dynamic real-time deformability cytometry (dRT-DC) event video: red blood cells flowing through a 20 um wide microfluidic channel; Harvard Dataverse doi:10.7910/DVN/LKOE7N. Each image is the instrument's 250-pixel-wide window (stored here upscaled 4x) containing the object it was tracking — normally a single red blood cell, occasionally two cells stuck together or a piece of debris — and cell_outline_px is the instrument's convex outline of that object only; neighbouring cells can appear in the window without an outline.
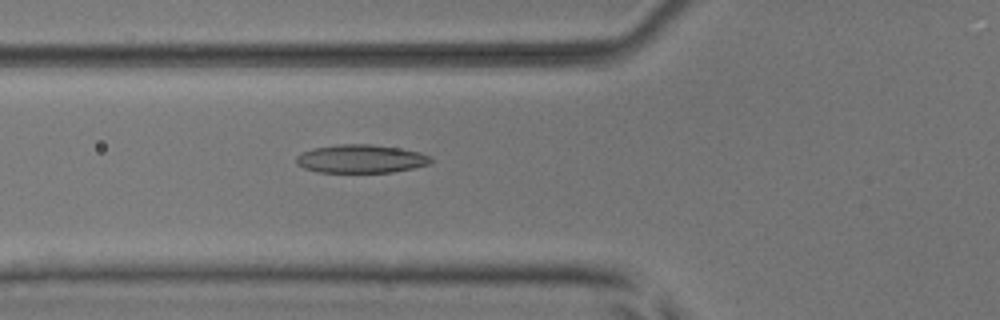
{"species": "common noctule bat (a hibernating species)", "species_latin": "Nyctalus noctula", "temperature_condition": "room temperature", "stored_images_in_passage": 36, "camera_frame_rate_fps": 3000, "um_per_image_px": 0.085, "animal": {"sex": "male", "body_mass_g": 17.9, "forearm_length_mm": 54.2}, "frame": {"image": 1, "passage_image": 5, "time_ms": 1.333, "image_size_px": [1000, 320], "cell_outline_px": [[432, 160], [428, 164], [412, 168], [392, 172], [320, 172], [304, 168], [296, 164], [296, 156], [300, 152], [312, 148], [340, 144], [372, 144], [400, 148], [420, 152], [432, 156]], "centroid_in_image_um": [30.66, 13.49], "position_along_channel_um": 95.1, "area_um2": 22.31}}
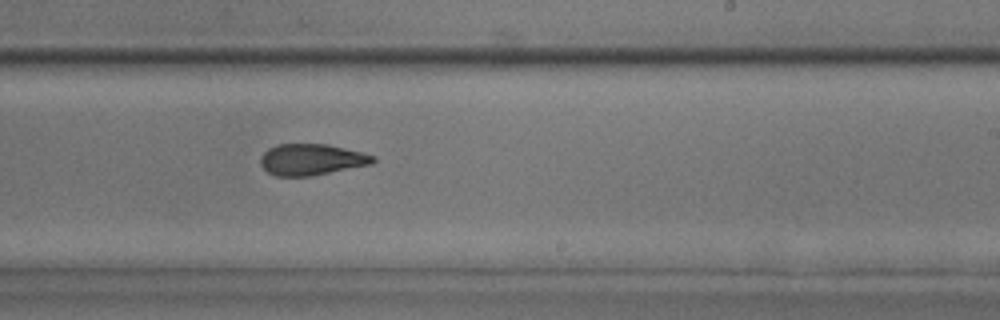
{"frame": {"image": 2, "passage_image": 18, "time_ms": 5.667, "image_size_px": [1000, 320], "cell_outline_px": [[376, 160], [372, 164], [312, 176], [276, 176], [268, 172], [260, 164], [260, 156], [268, 148], [276, 144], [328, 144], [376, 156]], "centroid_in_image_um": [26.46, 13.56], "position_along_channel_um": 262.5, "area_um2": 20.58}}
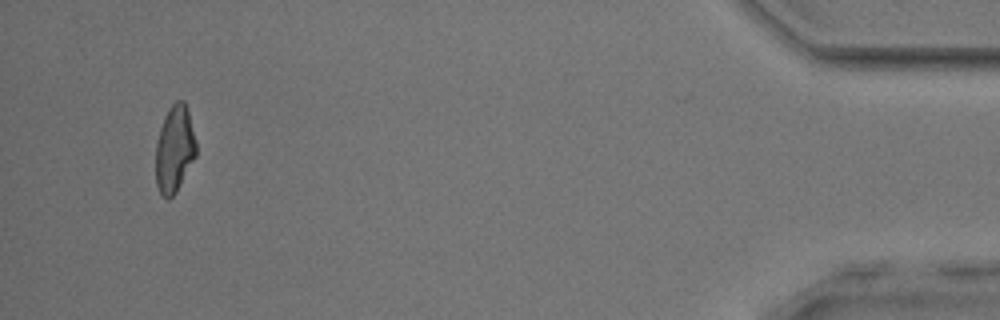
{"frame": {"image": 3, "passage_image": 36, "time_ms": 11.667, "image_size_px": [1000, 320], "cell_outline_px": [[196, 156], [176, 192], [168, 200], [160, 192], [156, 184], [156, 144], [160, 128], [164, 116], [168, 108], [176, 100], [184, 100], [188, 112], [196, 140]], "centroid_in_image_um": [14.83, 12.65], "position_along_channel_um": 420.4, "area_um2": 20.4}, "authors_computed_cell_mechanics": {"area_um2": 20.6057, "velocity_mm_per_s": 3.8672, "shape_relaxation_time_tau1_ms": 6.9516, "shape_relaxation_time_tau2_ms": 2.7667, "deformation_change_tau1": 0.1786, "deformation_change_tau2": 0.1094}}